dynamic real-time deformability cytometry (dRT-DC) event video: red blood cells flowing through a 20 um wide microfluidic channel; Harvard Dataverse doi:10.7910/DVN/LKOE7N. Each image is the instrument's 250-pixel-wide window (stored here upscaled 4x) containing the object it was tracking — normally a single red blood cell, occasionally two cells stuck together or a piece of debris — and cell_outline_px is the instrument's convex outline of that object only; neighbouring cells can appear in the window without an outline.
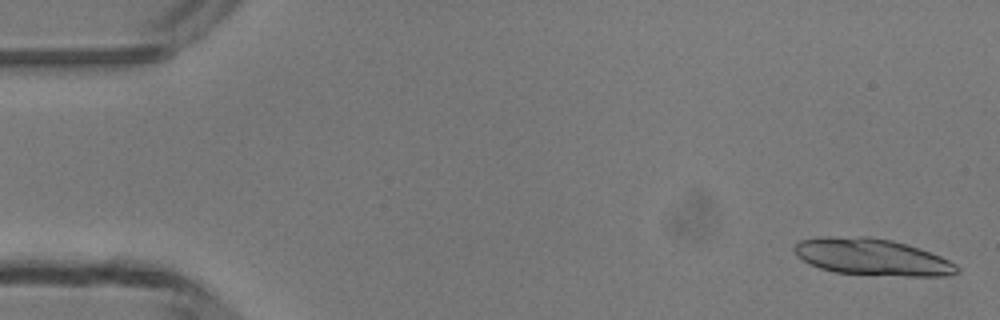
{"species": "common noctule bat (a hibernating species)", "species_latin": "Nyctalus noctula", "temperature_condition": "room temperature", "stored_images_in_passage": 4, "camera_frame_rate_fps": 3000, "um_per_image_px": 0.085, "animal": {"sex": "male", "body_mass_g": 13.3}, "frame": {"image": 1, "passage_image": 1, "time_ms": 0.0, "image_size_px": [1000, 320], "cell_outline_px": [[960, 272], [948, 276], [908, 276], [832, 272], [808, 264], [796, 256], [792, 248], [800, 240], [816, 236], [868, 236], [892, 240], [940, 256], [956, 264], [960, 268]], "centroid_in_image_um": [74.06, 21.84], "position_along_channel_um": 10.9, "area_um2": 34.97}}